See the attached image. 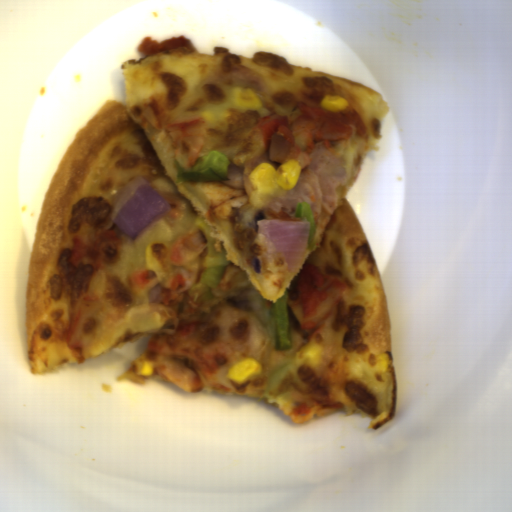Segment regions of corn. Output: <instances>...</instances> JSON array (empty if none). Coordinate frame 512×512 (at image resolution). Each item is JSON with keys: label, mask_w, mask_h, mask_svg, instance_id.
Masks as SVG:
<instances>
[{"label": "corn", "mask_w": 512, "mask_h": 512, "mask_svg": "<svg viewBox=\"0 0 512 512\" xmlns=\"http://www.w3.org/2000/svg\"><path fill=\"white\" fill-rule=\"evenodd\" d=\"M322 109L332 111H345L349 106L347 100L341 95L325 94L320 102Z\"/></svg>", "instance_id": "cfcad685"}, {"label": "corn", "mask_w": 512, "mask_h": 512, "mask_svg": "<svg viewBox=\"0 0 512 512\" xmlns=\"http://www.w3.org/2000/svg\"><path fill=\"white\" fill-rule=\"evenodd\" d=\"M144 266L152 271L156 278H164L165 271L160 262L155 258L151 246H146L144 250Z\"/></svg>", "instance_id": "2b8c4276"}, {"label": "corn", "mask_w": 512, "mask_h": 512, "mask_svg": "<svg viewBox=\"0 0 512 512\" xmlns=\"http://www.w3.org/2000/svg\"><path fill=\"white\" fill-rule=\"evenodd\" d=\"M263 372L262 363L257 357L245 356L237 360L227 370L225 376L235 384H245L251 379L259 377Z\"/></svg>", "instance_id": "f1292c28"}, {"label": "corn", "mask_w": 512, "mask_h": 512, "mask_svg": "<svg viewBox=\"0 0 512 512\" xmlns=\"http://www.w3.org/2000/svg\"><path fill=\"white\" fill-rule=\"evenodd\" d=\"M231 103L239 111L260 110L263 103L260 96L250 87L234 86L230 92Z\"/></svg>", "instance_id": "5cfa1b94"}, {"label": "corn", "mask_w": 512, "mask_h": 512, "mask_svg": "<svg viewBox=\"0 0 512 512\" xmlns=\"http://www.w3.org/2000/svg\"><path fill=\"white\" fill-rule=\"evenodd\" d=\"M301 172V163L296 159H289L277 168L268 162L260 163L249 175L251 184L249 202L254 209L261 211L272 201L277 188L285 192L295 189Z\"/></svg>", "instance_id": "51d56268"}, {"label": "corn", "mask_w": 512, "mask_h": 512, "mask_svg": "<svg viewBox=\"0 0 512 512\" xmlns=\"http://www.w3.org/2000/svg\"><path fill=\"white\" fill-rule=\"evenodd\" d=\"M154 364L152 361L135 360V371L139 377H149L153 374Z\"/></svg>", "instance_id": "79e197a2"}]
</instances>
